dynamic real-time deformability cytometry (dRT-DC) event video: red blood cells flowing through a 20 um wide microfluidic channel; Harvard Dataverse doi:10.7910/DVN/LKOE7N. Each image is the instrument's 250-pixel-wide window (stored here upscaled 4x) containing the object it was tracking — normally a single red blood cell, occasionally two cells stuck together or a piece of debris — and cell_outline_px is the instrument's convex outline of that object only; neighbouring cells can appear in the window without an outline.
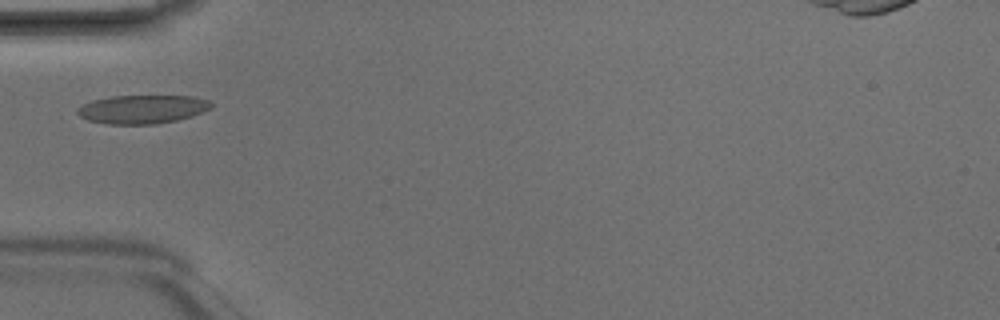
{"species": "Egyptian fruit bat (a non-hibernating species)", "species_latin": "Rousettus aegyptiacus", "temperature_condition": "room temperature", "stored_images_in_passage": 1, "camera_frame_rate_fps": 3000, "um_per_image_px": 0.085, "animal": {"sex": "male"}, "frame": {"image": 1, "passage_image": 1, "time_ms": 0.0, "image_size_px": [1000, 320], "cell_outline_px": [[212, 108], [192, 116], [176, 120], [156, 124], [108, 124], [88, 120], [80, 116], [76, 112], [76, 108], [92, 100], [112, 96], [196, 96], [208, 100], [212, 104]], "centroid_in_image_um": [12.1, 9.28], "position_along_channel_um": 72.9, "area_um2": 22.31}}